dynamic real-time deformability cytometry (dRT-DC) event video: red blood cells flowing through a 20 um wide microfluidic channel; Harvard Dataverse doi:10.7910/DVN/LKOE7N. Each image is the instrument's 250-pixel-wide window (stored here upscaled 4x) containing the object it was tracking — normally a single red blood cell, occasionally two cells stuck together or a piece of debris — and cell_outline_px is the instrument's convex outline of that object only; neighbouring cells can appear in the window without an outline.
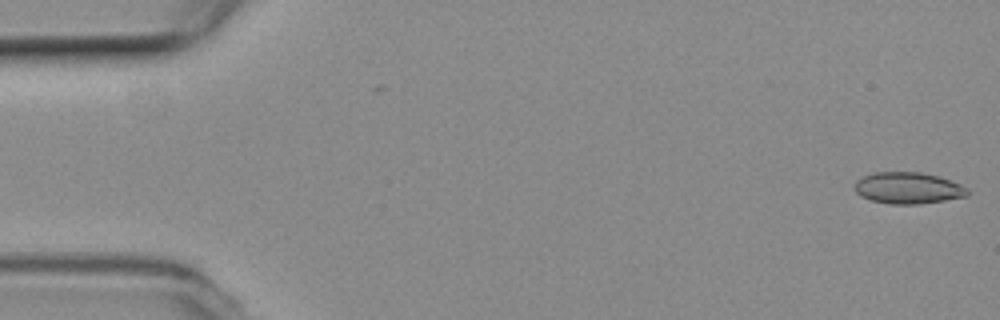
{"species": "common noctule bat (a hibernating species)", "species_latin": "Nyctalus noctula", "temperature_condition": "room temperature", "stored_images_in_passage": 8, "camera_frame_rate_fps": 3000, "um_per_image_px": 0.085, "animal": {"sex": "female", "body_mass_g": 19.3, "forearm_length_mm": 54.1}, "frame": {"image": 1, "passage_image": 1, "time_ms": 0.0, "image_size_px": [1000, 320], "cell_outline_px": [[968, 196], [920, 204], [888, 204], [872, 200], [860, 196], [856, 192], [856, 180], [872, 172], [920, 172], [936, 176], [960, 184], [968, 188]], "centroid_in_image_um": [77.18, 15.99], "position_along_channel_um": 7.8, "area_um2": 20.58}}